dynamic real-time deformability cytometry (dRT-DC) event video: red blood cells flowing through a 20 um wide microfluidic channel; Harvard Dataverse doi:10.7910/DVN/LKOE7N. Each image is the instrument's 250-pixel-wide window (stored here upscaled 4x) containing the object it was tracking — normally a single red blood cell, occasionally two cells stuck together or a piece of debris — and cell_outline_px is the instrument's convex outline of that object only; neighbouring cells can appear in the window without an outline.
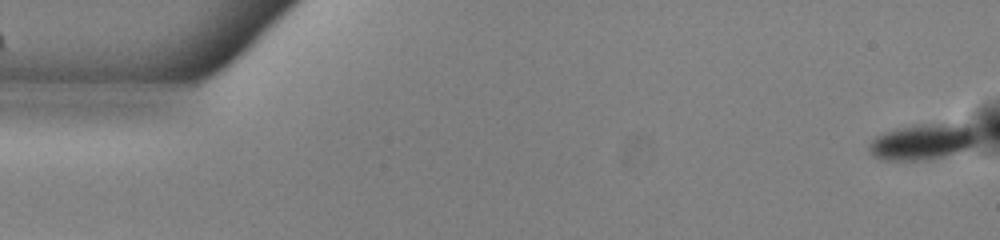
{"species": "common noctule bat (a hibernating species)", "species_latin": "Nyctalus noctula", "temperature_condition": "warm", "stored_images_in_passage": 53, "camera_frame_rate_fps": 3000, "um_per_image_px": 0.085, "animal": {"sex": "male", "body_mass_g": 13.0, "forearm_length_mm": 53.1}, "frame": {"image": 1, "passage_image": 1, "time_ms": 0.0, "image_size_px": [1000, 240], "cell_outline_px": [[976, 144], [968, 148], [944, 156], [928, 160], [880, 160], [872, 156], [868, 148], [868, 144], [876, 136], [884, 132], [896, 128], [920, 124], [956, 124], [976, 128]], "centroid_in_image_um": [78.38, 12.06], "position_along_channel_um": 6.6, "area_um2": 22.66}}
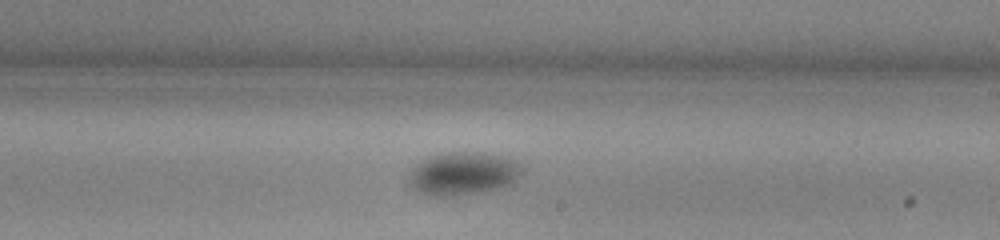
{"frame": {"image": 2, "passage_image": 31, "time_ms": 10.0, "image_size_px": [1000, 240], "cell_outline_px": [[528, 168], [524, 172], [504, 188], [456, 196], [428, 196], [420, 192], [412, 184], [408, 176], [408, 172], [420, 160], [428, 156], [440, 152], [480, 152], [508, 156], [516, 160]], "centroid_in_image_um": [39.43, 14.73], "position_along_channel_um": 249.6, "area_um2": 29.13}}
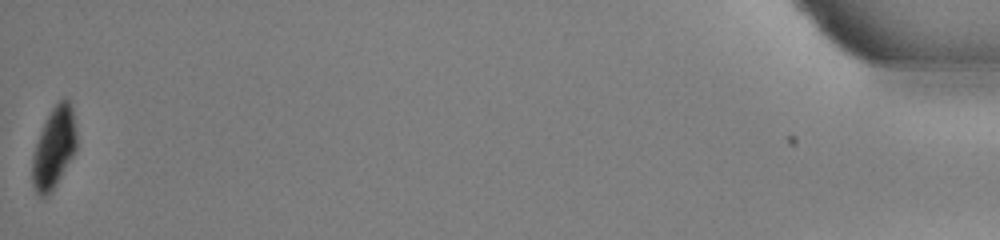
{"frame": {"image": 3, "passage_image": 53, "time_ms": 17.333, "image_size_px": [1000, 240], "cell_outline_px": [[76, 148], [72, 156], [56, 184], [48, 196], [40, 196], [36, 192], [32, 184], [32, 156], [44, 120], [52, 108], [64, 96], [68, 100], [72, 108], [76, 132]], "centroid_in_image_um": [4.57, 12.55], "position_along_channel_um": 430.6, "area_um2": 20.69}, "authors_computed_cell_mechanics": {"area_um2": 25.9522, "velocity_mm_per_s": 3.8934, "shape_relaxation_time_tau1_ms": 3.1131, "shape_relaxation_time_tau2_ms": null, "deformation_change_tau1": 0.0982, "deformation_change_tau2": null}}